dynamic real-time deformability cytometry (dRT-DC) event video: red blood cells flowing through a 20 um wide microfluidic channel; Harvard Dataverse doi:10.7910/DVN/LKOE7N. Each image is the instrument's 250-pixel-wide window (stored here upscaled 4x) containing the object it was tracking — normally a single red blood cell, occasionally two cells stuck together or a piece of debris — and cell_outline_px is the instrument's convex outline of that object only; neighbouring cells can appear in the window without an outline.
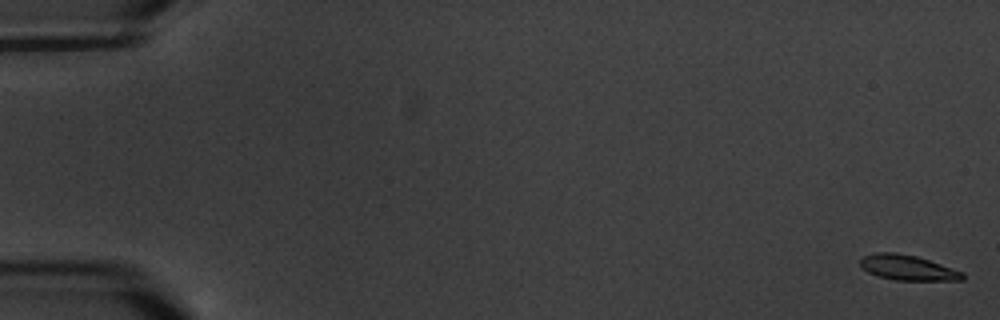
{"species": "common noctule bat (a hibernating species)", "species_latin": "Nyctalus noctula", "temperature_condition": "warm", "stored_images_in_passage": 6, "camera_frame_rate_fps": 3000, "um_per_image_px": 0.085, "animal": {"sex": "male", "body_mass_g": 20.1, "forearm_length_mm": 53.5}, "frame": {"image": 1, "passage_image": 1, "time_ms": 0.0, "image_size_px": [1000, 320], "cell_outline_px": [[964, 280], [896, 280], [876, 276], [868, 272], [860, 264], [860, 260], [864, 256], [872, 252], [896, 252], [916, 256], [964, 272]], "centroid_in_image_um": [77.13, 22.74], "position_along_channel_um": 7.9, "area_um2": 14.97}}